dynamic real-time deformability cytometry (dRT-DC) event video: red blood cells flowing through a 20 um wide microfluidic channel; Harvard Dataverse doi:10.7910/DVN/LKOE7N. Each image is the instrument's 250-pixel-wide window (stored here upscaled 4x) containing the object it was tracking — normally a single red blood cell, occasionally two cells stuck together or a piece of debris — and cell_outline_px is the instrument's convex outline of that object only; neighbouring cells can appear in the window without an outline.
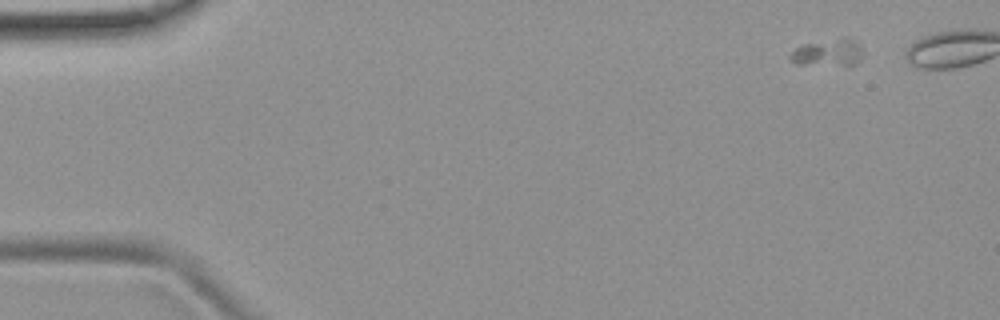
{"species": "common noctule bat (a hibernating species)", "species_latin": "Nyctalus noctula", "temperature_condition": "room temperature", "stored_images_in_passage": 6, "camera_frame_rate_fps": 3000, "um_per_image_px": 0.085, "animal": {"sex": "female", "body_mass_g": 19.9}, "frame": {"image": 1, "passage_image": 1, "time_ms": 0.0, "image_size_px": [1000, 320], "cell_outline_px": [[864, 52], [856, 64], [796, 64], [788, 56], [796, 48], [804, 44], [844, 36], [848, 36], [856, 40], [860, 44]], "centroid_in_image_um": [70.44, 4.42], "position_along_channel_um": 14.6, "area_um2": 11.5}}
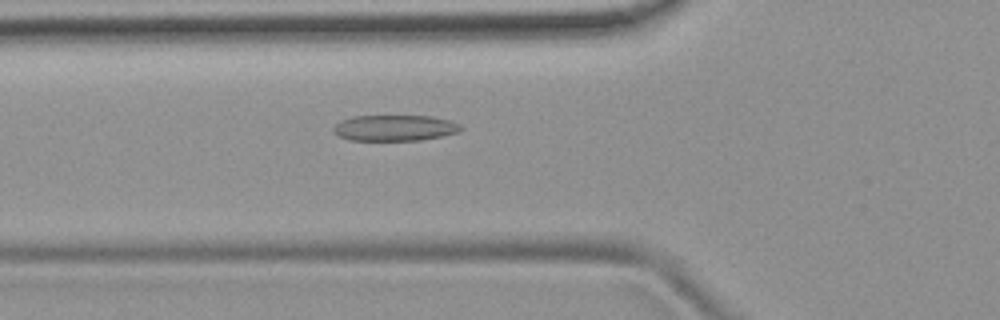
{"frame": {"image": 2, "passage_image": 6, "time_ms": 6.667, "image_size_px": [1000, 320], "cell_outline_px": [[464, 128], [460, 132], [420, 140], [348, 140], [340, 136], [332, 128], [340, 120], [352, 116], [432, 116], [448, 120], [460, 124]], "centroid_in_image_um": [33.57, 10.87], "position_along_channel_um": 92.2, "area_um2": 19.19}}